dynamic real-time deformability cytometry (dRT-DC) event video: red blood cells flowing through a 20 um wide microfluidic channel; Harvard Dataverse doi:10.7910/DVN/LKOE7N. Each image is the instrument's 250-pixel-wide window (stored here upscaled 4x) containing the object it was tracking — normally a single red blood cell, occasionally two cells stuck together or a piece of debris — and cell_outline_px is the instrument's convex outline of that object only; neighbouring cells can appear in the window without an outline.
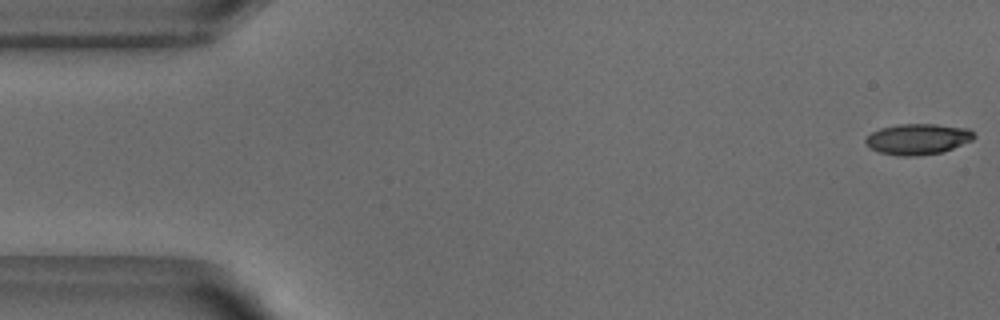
{"species": "common noctule bat (a hibernating species)", "species_latin": "Nyctalus noctula", "temperature_condition": "warm", "stored_images_in_passage": 47, "camera_frame_rate_fps": 3000, "um_per_image_px": 0.085, "animal": {"sex": "male", "body_mass_g": 18.8}, "frame": {"image": 1, "passage_image": 1, "time_ms": 0.0, "image_size_px": [1000, 320], "cell_outline_px": [[976, 136], [972, 140], [944, 152], [916, 156], [900, 156], [880, 152], [868, 148], [864, 144], [864, 140], [872, 132], [880, 128], [896, 124], [936, 124], [968, 128]], "centroid_in_image_um": [77.99, 11.82], "position_along_channel_um": 7.0, "area_um2": 19.65}}
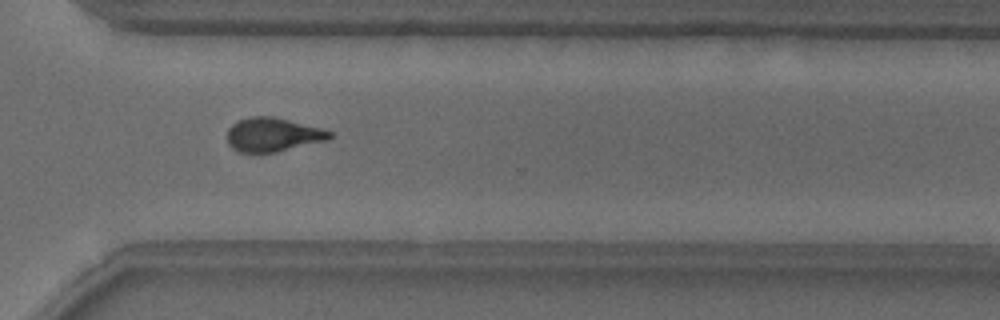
{"frame": {"image": 2, "passage_image": 37, "time_ms": 12.0, "image_size_px": [1000, 320], "cell_outline_px": [[332, 136], [328, 140], [276, 152], [240, 152], [232, 148], [228, 144], [228, 128], [232, 124], [248, 116], [272, 116], [320, 128], [332, 132]], "centroid_in_image_um": [23.18, 11.44], "position_along_channel_um": 347.4, "area_um2": 20.06}}
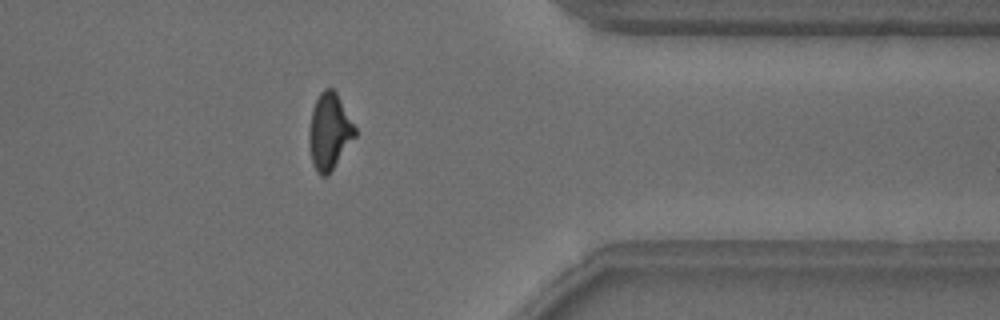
{"frame": {"image": 3, "passage_image": 41, "time_ms": 13.333, "image_size_px": [1000, 320], "cell_outline_px": [[356, 136], [328, 176], [320, 176], [316, 172], [312, 164], [308, 140], [308, 136], [312, 108], [320, 92], [324, 88], [332, 88], [336, 92], [356, 128]], "centroid_in_image_um": [27.98, 11.2], "position_along_channel_um": 383.4, "area_um2": 20.52}, "authors_computed_cell_mechanics": {"area_um2": 20.519, "velocity_mm_per_s": 3.8746, "shape_relaxation_time_tau1_ms": 4.0677, "shape_relaxation_time_tau2_ms": 2.0595, "deformation_change_tau1": 0.1758, "deformation_change_tau2": 0.097}}